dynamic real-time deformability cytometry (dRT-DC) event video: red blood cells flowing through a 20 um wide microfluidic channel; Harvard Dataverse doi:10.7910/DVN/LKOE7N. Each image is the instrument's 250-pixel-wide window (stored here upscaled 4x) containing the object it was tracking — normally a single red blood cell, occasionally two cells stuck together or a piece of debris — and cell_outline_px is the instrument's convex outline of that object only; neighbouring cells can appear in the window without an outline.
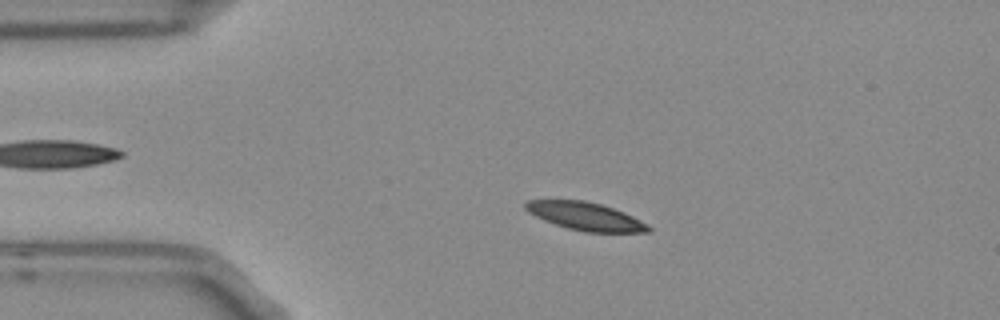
{"species": "Egyptian fruit bat (a non-hibernating species)", "species_latin": "Rousettus aegyptiacus", "temperature_condition": "room temperature", "stored_images_in_passage": 4, "camera_frame_rate_fps": 3000, "um_per_image_px": 0.085, "frame": {"image": 1, "passage_image": 3, "time_ms": 0.667, "image_size_px": [1000, 320], "cell_outline_px": [[652, 232], [584, 232], [568, 228], [544, 220], [528, 212], [524, 208], [524, 204], [528, 200], [584, 200], [600, 204], [624, 212], [648, 224], [652, 228]], "centroid_in_image_um": [49.78, 18.39], "position_along_channel_um": 35.2, "area_um2": 19.94}}